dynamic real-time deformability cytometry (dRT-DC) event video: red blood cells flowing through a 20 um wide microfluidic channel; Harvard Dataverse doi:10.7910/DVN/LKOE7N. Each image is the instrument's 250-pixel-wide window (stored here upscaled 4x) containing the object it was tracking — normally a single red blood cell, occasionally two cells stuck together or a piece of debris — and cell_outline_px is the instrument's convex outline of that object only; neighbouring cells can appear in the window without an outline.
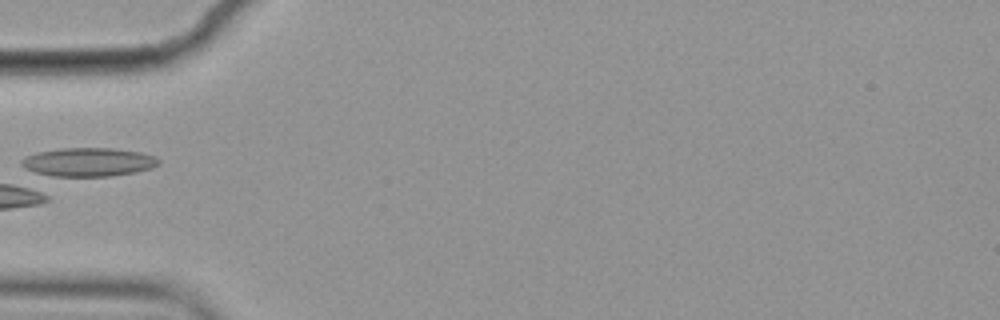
{"species": "common noctule bat (a hibernating species)", "species_latin": "Nyctalus noctula", "temperature_condition": "cold", "stored_images_in_passage": 4, "camera_frame_rate_fps": 3000, "um_per_image_px": 0.085, "animal": {"sex": "female", "body_mass_g": 19.9}, "frame": {"image": 1, "passage_image": 4, "time_ms": 1.0, "image_size_px": [1000, 320], "cell_outline_px": [[160, 164], [152, 168], [136, 172], [112, 176], [52, 176], [36, 172], [24, 168], [20, 164], [20, 160], [24, 156], [40, 152], [60, 148], [112, 148], [140, 152], [156, 156], [160, 160]], "centroid_in_image_um": [7.54, 13.77], "position_along_channel_um": 77.5, "area_um2": 23.0}}